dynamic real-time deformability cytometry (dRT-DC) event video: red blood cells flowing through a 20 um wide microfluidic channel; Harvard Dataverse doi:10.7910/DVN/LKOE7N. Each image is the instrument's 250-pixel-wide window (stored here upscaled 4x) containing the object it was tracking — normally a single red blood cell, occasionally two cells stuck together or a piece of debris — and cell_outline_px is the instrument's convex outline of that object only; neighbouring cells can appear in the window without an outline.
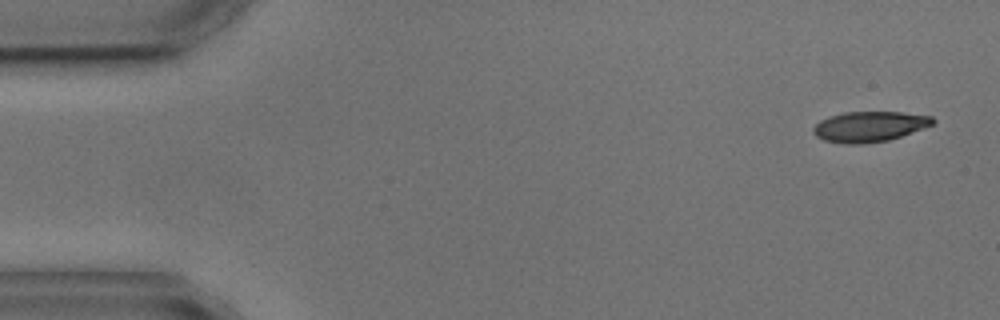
{"species": "common noctule bat (a hibernating species)", "species_latin": "Nyctalus noctula", "temperature_condition": "cold", "stored_images_in_passage": 9, "camera_frame_rate_fps": 3000, "um_per_image_px": 0.085, "animal": {"sex": "male", "body_mass_g": 17.9, "forearm_length_mm": 54.2}, "frame": {"image": 1, "passage_image": 1, "time_ms": 0.0, "image_size_px": [1000, 320], "cell_outline_px": [[936, 120], [932, 124], [900, 136], [888, 140], [864, 144], [844, 144], [824, 140], [816, 136], [812, 132], [812, 128], [820, 120], [828, 116], [844, 112], [900, 112], [932, 116]], "centroid_in_image_um": [73.84, 10.76], "position_along_channel_um": 11.2, "area_um2": 21.1}}
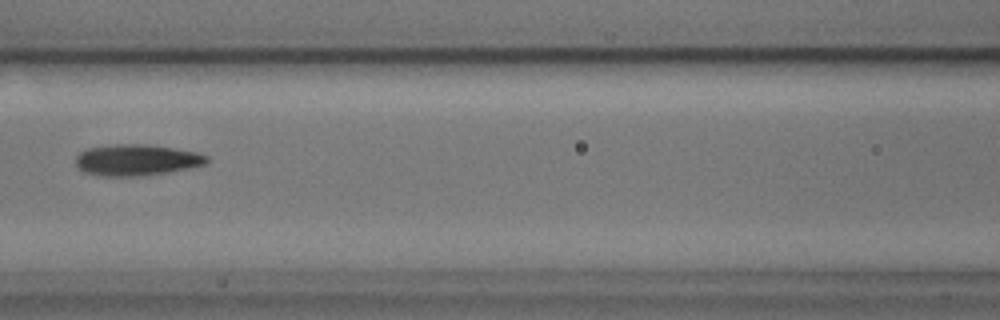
{"frame": {"image": 2, "passage_image": 7, "time_ms": 7.0, "image_size_px": [1000, 320], "cell_outline_px": [[208, 164], [168, 172], [140, 176], [104, 176], [84, 172], [76, 164], [76, 156], [80, 152], [88, 148], [116, 144], [144, 144], [172, 148], [196, 152], [208, 156]], "centroid_in_image_um": [11.62, 13.6], "position_along_channel_um": 155.0, "area_um2": 23.7}}
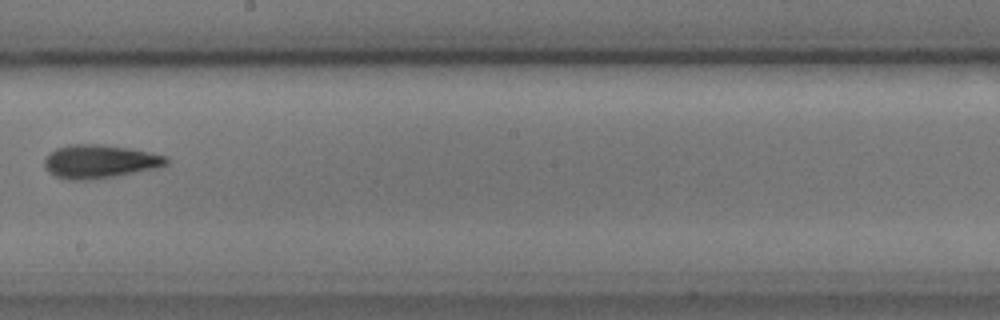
{"frame": {"image": 3, "passage_image": 9, "time_ms": 9.333, "image_size_px": [1000, 320], "cell_outline_px": [[168, 164], [160, 168], [116, 176], [88, 180], [68, 180], [56, 176], [48, 172], [44, 168], [44, 160], [56, 148], [68, 144], [100, 144], [128, 148], [168, 156]], "centroid_in_image_um": [8.49, 13.73], "position_along_channel_um": 239.7, "area_um2": 23.93}}